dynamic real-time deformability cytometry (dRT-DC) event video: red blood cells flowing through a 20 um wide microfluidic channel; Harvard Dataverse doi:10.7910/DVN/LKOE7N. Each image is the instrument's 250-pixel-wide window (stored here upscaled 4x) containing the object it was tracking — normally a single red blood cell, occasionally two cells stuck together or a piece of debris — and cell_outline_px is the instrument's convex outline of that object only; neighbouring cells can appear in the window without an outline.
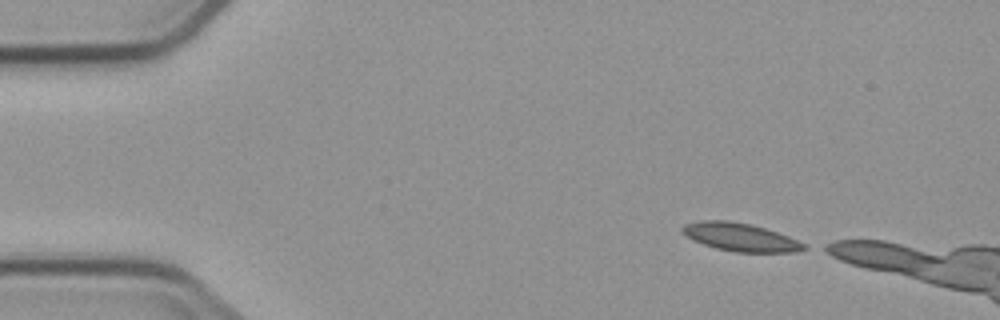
{"species": "common noctule bat (a hibernating species)", "species_latin": "Nyctalus noctula", "temperature_condition": "cold", "stored_images_in_passage": 5, "camera_frame_rate_fps": 3000, "um_per_image_px": 0.085, "animal": {"sex": "male", "body_mass_g": 23.1, "forearm_length_mm": 52.7}, "frame": {"image": 1, "passage_image": 1, "time_ms": 0.0, "image_size_px": [1000, 320], "cell_outline_px": [[808, 248], [792, 252], [736, 252], [716, 248], [692, 240], [680, 232], [680, 228], [684, 224], [700, 220], [728, 220], [752, 224], [788, 236], [808, 244]], "centroid_in_image_um": [62.9, 20.14], "position_along_channel_um": 22.1, "area_um2": 20.06}}